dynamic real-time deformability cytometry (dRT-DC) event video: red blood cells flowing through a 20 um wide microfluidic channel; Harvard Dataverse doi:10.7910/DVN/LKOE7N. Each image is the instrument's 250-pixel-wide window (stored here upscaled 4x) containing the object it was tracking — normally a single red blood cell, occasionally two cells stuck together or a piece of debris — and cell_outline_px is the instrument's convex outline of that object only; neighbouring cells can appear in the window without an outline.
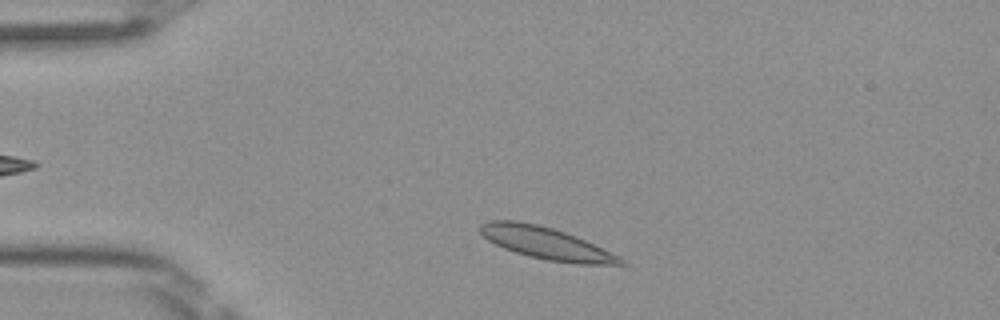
{"species": "Egyptian fruit bat (a non-hibernating species)", "species_latin": "Rousettus aegyptiacus", "temperature_condition": "room temperature", "stored_images_in_passage": 43, "camera_frame_rate_fps": 3000, "um_per_image_px": 0.085, "frame": {"image": 1, "passage_image": 4, "time_ms": 1.0, "image_size_px": [1000, 320], "cell_outline_px": [[628, 264], [576, 264], [548, 260], [528, 256], [504, 248], [488, 240], [480, 232], [480, 224], [488, 220], [516, 220], [536, 224], [552, 228], [576, 236], [624, 260]], "centroid_in_image_um": [46.34, 20.66], "position_along_channel_um": 38.7, "area_um2": 25.66}}
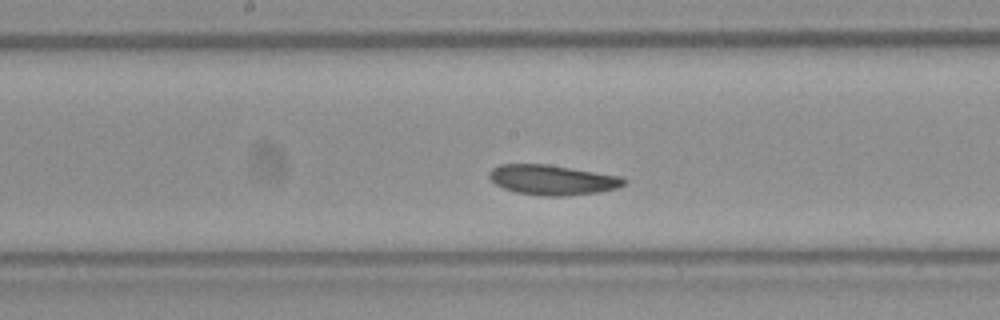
{"frame": {"image": 2, "passage_image": 19, "time_ms": 6.0, "image_size_px": [1000, 320], "cell_outline_px": [[628, 180], [624, 184], [616, 188], [600, 192], [568, 196], [540, 196], [516, 192], [504, 188], [496, 184], [488, 176], [488, 172], [492, 168], [500, 164], [548, 164], [620, 176]], "centroid_in_image_um": [46.95, 15.29], "position_along_channel_um": 201.3, "area_um2": 23.64}}
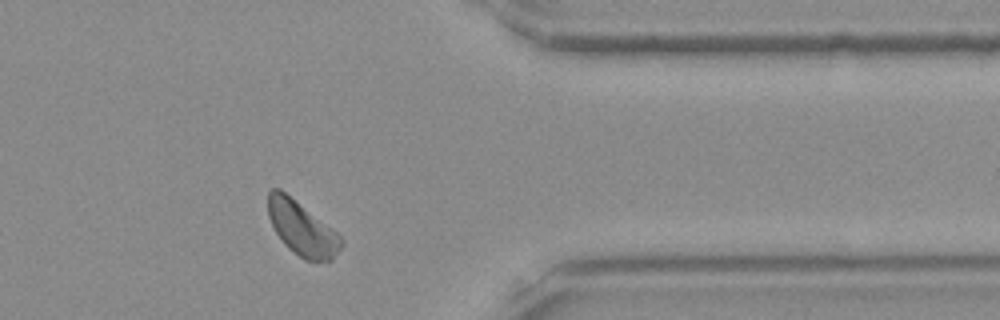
{"frame": {"image": 3, "passage_image": 34, "time_ms": 11.0, "image_size_px": [1000, 320], "cell_outline_px": [[344, 244], [332, 260], [304, 260], [288, 248], [284, 244], [276, 232], [268, 216], [268, 192], [272, 188], [280, 188], [336, 232], [344, 240]], "centroid_in_image_um": [25.65, 19.42], "position_along_channel_um": 385.7, "area_um2": 22.66}, "authors_computed_cell_mechanics": {"area_um2": 23.2356, "velocity_mm_per_s": 3.9734, "shape_relaxation_time_tau1_ms": 7.8954, "shape_relaxation_time_tau2_ms": 3.4885, "deformation_change_tau1": 0.1781, "deformation_change_tau2": 0.0694}}